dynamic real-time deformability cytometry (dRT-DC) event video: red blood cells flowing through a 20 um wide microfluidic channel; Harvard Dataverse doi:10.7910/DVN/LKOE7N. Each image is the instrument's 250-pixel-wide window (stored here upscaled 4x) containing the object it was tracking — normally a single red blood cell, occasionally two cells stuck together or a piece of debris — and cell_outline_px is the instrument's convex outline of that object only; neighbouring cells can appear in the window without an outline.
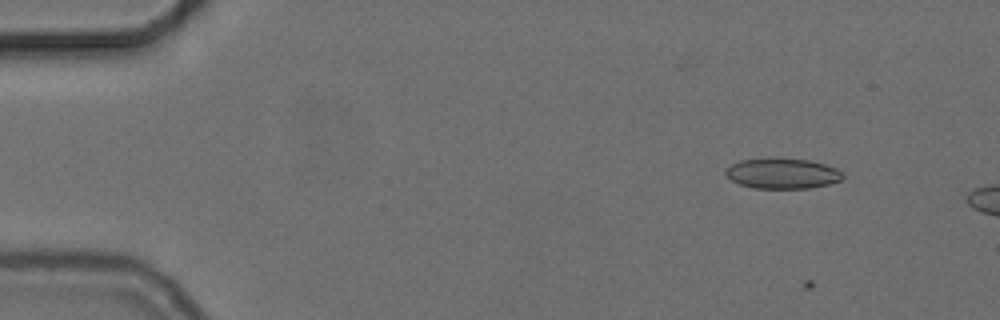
{"species": "common noctule bat (a hibernating species)", "species_latin": "Nyctalus noctula", "temperature_condition": "cold", "stored_images_in_passage": 7, "camera_frame_rate_fps": 3000, "um_per_image_px": 0.085, "animal": {"sex": "female", "body_mass_g": 24.6, "forearm_length_mm": 56.2}, "frame": {"image": 1, "passage_image": 6, "time_ms": 1.667, "image_size_px": [1000, 320], "cell_outline_px": [[844, 176], [840, 180], [828, 184], [808, 188], [752, 188], [740, 184], [732, 180], [724, 172], [724, 168], [740, 160], [772, 156], [808, 160], [824, 164], [836, 168]], "centroid_in_image_um": [66.45, 14.71], "position_along_channel_um": 18.6, "area_um2": 21.04}}